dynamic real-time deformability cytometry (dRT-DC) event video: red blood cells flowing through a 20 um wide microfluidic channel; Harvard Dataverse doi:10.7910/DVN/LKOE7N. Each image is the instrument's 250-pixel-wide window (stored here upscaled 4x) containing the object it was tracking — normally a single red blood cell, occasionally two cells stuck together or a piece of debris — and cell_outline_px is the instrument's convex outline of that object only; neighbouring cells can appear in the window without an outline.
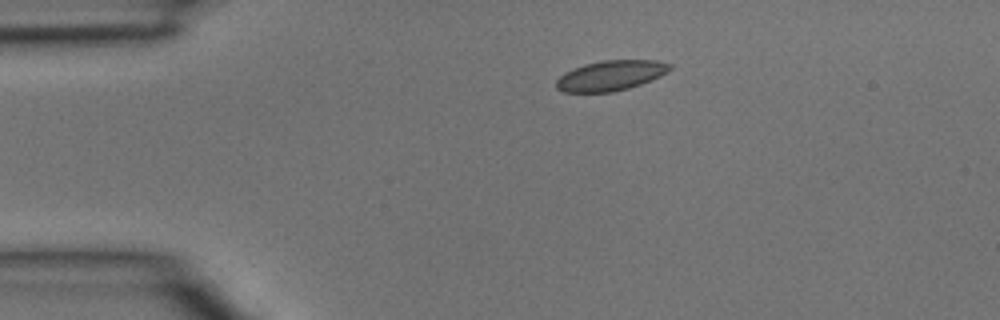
{"species": "common noctule bat (a hibernating species)", "species_latin": "Nyctalus noctula", "temperature_condition": "room temperature", "stored_images_in_passage": 3, "camera_frame_rate_fps": 3000, "um_per_image_px": 0.085, "animal": {"sex": "male", "body_mass_g": 15.6}, "frame": {"image": 1, "passage_image": 1, "time_ms": 0.0, "image_size_px": [1000, 320], "cell_outline_px": [[672, 68], [668, 72], [652, 80], [628, 88], [612, 92], [564, 92], [556, 88], [556, 80], [564, 72], [572, 68], [584, 64], [604, 60], [656, 60], [672, 64]], "centroid_in_image_um": [51.91, 6.41], "position_along_channel_um": 33.1, "area_um2": 20.06}}